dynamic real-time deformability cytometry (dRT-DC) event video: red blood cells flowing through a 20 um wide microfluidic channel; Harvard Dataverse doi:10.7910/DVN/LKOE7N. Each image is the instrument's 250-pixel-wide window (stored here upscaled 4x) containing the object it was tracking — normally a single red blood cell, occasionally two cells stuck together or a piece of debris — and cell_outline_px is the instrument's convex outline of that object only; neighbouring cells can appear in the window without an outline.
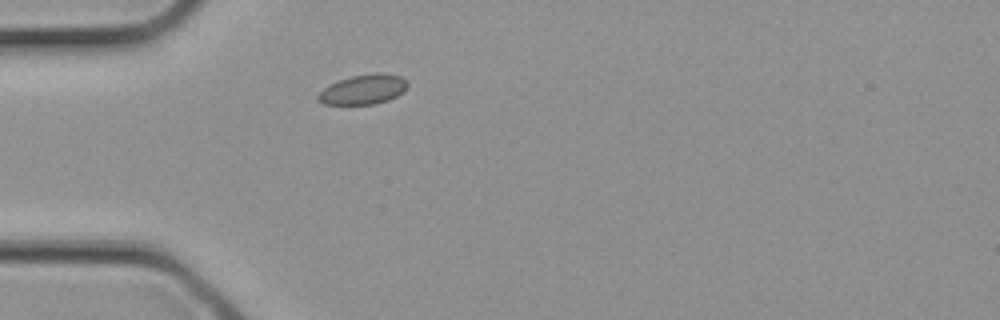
{"species": "common noctule bat (a hibernating species)", "species_latin": "Nyctalus noctula", "temperature_condition": "cold", "stored_images_in_passage": 1, "camera_frame_rate_fps": 3000, "um_per_image_px": 0.085, "animal": {"sex": "female", "body_mass_g": 21.9}, "frame": {"image": 1, "passage_image": 1, "time_ms": 0.0, "image_size_px": [1000, 320], "cell_outline_px": [[408, 84], [396, 96], [388, 100], [376, 104], [324, 104], [316, 96], [328, 84], [352, 76], [376, 72], [380, 72], [400, 76]], "centroid_in_image_um": [30.85, 7.6], "position_along_channel_um": 54.1, "area_um2": 15.26}}